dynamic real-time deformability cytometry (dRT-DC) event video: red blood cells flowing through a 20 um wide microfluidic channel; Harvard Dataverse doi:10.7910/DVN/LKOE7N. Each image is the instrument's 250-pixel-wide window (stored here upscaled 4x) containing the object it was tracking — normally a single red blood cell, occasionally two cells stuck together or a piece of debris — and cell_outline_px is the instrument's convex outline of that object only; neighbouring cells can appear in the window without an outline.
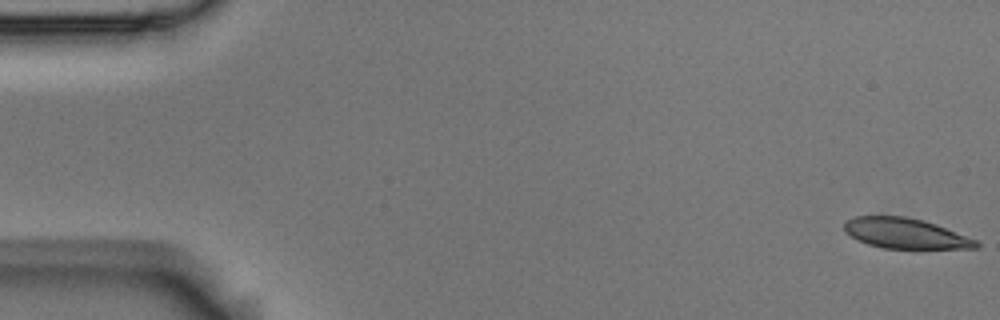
{"species": "Egyptian fruit bat (a non-hibernating species)", "species_latin": "Rousettus aegyptiacus", "temperature_condition": "room temperature", "stored_images_in_passage": 16, "camera_frame_rate_fps": 3000, "um_per_image_px": 0.085, "animal": {"sex": "male"}, "frame": {"image": 1, "passage_image": 1, "time_ms": 0.0, "image_size_px": [1000, 320], "cell_outline_px": [[980, 248], [884, 248], [868, 244], [844, 232], [844, 220], [856, 216], [904, 216], [924, 220], [936, 224], [976, 240], [980, 244]], "centroid_in_image_um": [76.94, 19.82], "position_along_channel_um": 8.1, "area_um2": 23.12}}
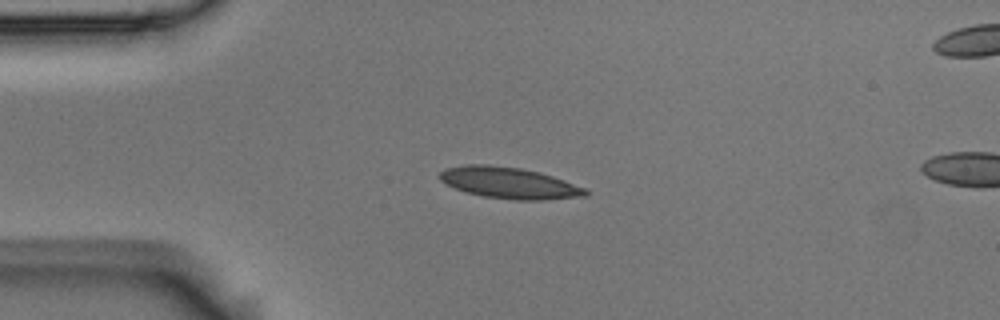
{"frame": {"image": 2, "passage_image": 13, "time_ms": 4.0, "image_size_px": [1000, 320], "cell_outline_px": [[588, 196], [544, 200], [516, 200], [484, 196], [468, 192], [444, 184], [436, 176], [444, 168], [464, 164], [488, 164], [520, 168], [540, 172], [588, 188]], "centroid_in_image_um": [43.28, 15.54], "position_along_channel_um": 41.7, "area_um2": 26.88}}